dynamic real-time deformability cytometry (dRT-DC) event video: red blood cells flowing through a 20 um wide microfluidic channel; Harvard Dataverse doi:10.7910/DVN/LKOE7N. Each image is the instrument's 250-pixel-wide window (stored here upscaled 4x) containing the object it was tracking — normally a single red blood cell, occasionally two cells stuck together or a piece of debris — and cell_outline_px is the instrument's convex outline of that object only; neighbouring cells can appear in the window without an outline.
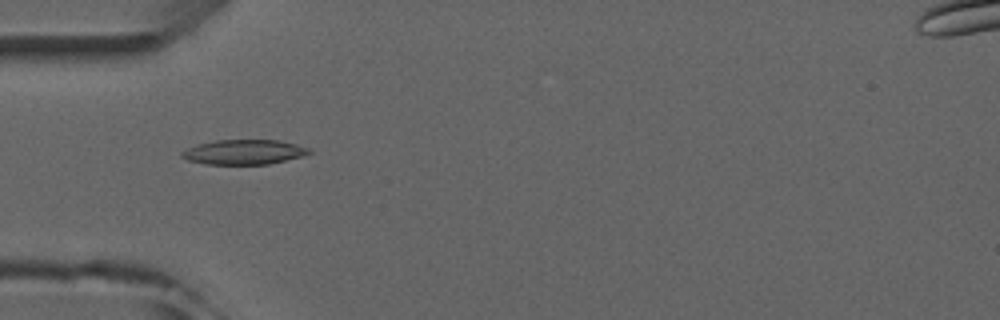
{"species": "common noctule bat (a hibernating species)", "species_latin": "Nyctalus noctula", "temperature_condition": "room temperature", "stored_images_in_passage": 4, "camera_frame_rate_fps": 3000, "um_per_image_px": 0.085, "animal": {"sex": "male", "forearm_length_mm": 52.5}, "frame": {"image": 1, "passage_image": 1, "time_ms": 0.0, "image_size_px": [1000, 320], "cell_outline_px": [[312, 152], [304, 156], [268, 164], [204, 164], [188, 160], [180, 156], [180, 152], [196, 144], [216, 140], [280, 140], [296, 144], [308, 148]], "centroid_in_image_um": [20.72, 12.92], "position_along_channel_um": 64.3, "area_um2": 18.44}}
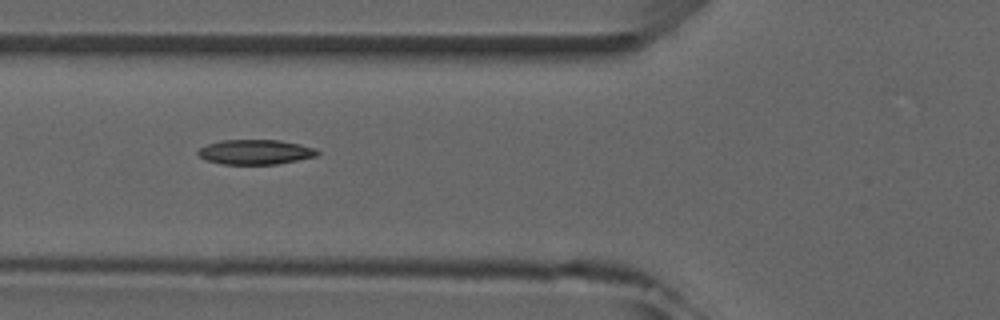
{"frame": {"image": 2, "passage_image": 2, "time_ms": 1.0, "image_size_px": [1000, 320], "cell_outline_px": [[320, 152], [316, 156], [276, 164], [224, 164], [208, 160], [200, 156], [196, 152], [200, 148], [208, 144], [220, 140], [280, 140], [300, 144], [316, 148]], "centroid_in_image_um": [21.73, 12.91], "position_along_channel_um": 104.1, "area_um2": 17.11}}
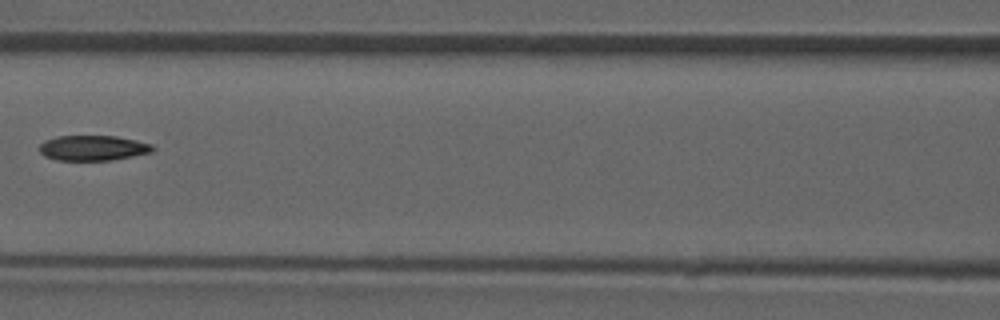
{"frame": {"image": 3, "passage_image": 3, "time_ms": 2.333, "image_size_px": [1000, 320], "cell_outline_px": [[156, 148], [152, 152], [112, 160], [60, 160], [44, 156], [40, 152], [40, 144], [44, 140], [56, 136], [116, 136], [136, 140], [152, 144]], "centroid_in_image_um": [7.91, 12.57], "position_along_channel_um": 158.7, "area_um2": 16.65}}